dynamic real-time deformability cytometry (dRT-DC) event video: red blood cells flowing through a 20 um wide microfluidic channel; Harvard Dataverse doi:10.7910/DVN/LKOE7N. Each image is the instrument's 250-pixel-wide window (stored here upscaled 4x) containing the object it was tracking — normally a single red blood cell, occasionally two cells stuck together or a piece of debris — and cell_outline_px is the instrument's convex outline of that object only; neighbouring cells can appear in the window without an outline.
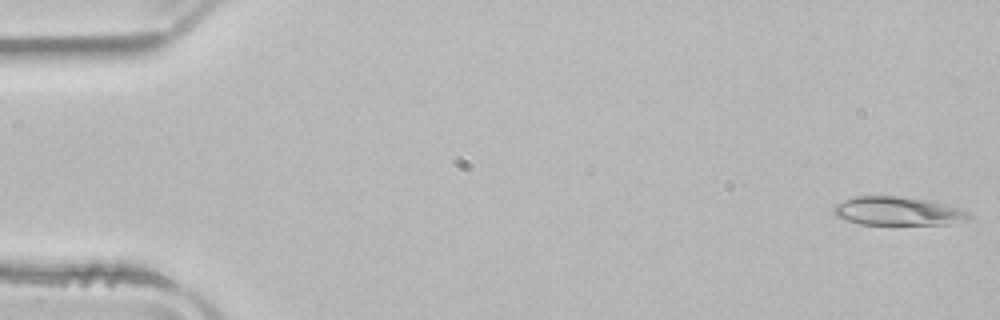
{"species": "common noctule bat (a hibernating species)", "species_latin": "Nyctalus noctula", "temperature_condition": "room temperature", "stored_images_in_passage": 51, "camera_frame_rate_fps": 3000, "um_per_image_px": 0.085, "animal": {"sex": "male", "body_mass_g": 21.5, "forearm_length_mm": 52.0}, "frame": {"image": 1, "passage_image": 1, "time_ms": 0.0, "image_size_px": [1000, 320], "cell_outline_px": [[972, 220], [952, 224], [860, 224], [836, 216], [832, 208], [836, 204], [844, 200], [856, 196], [900, 196], [928, 200], [960, 208], [968, 212], [972, 216]], "centroid_in_image_um": [76.37, 17.95], "position_along_channel_um": 8.6, "area_um2": 22.6}}
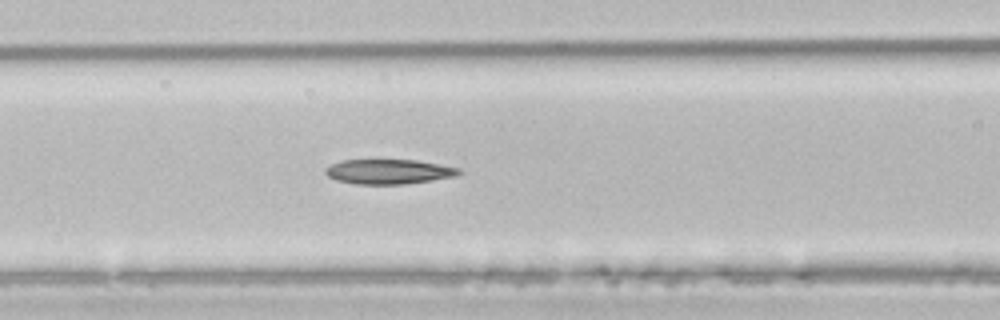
{"frame": {"image": 2, "passage_image": 21, "time_ms": 6.667, "image_size_px": [1000, 320], "cell_outline_px": [[464, 172], [460, 176], [404, 184], [356, 184], [336, 180], [328, 176], [324, 172], [324, 168], [340, 160], [416, 160], [460, 168]], "centroid_in_image_um": [33.07, 14.59], "position_along_channel_um": 133.5, "area_um2": 19.42}}
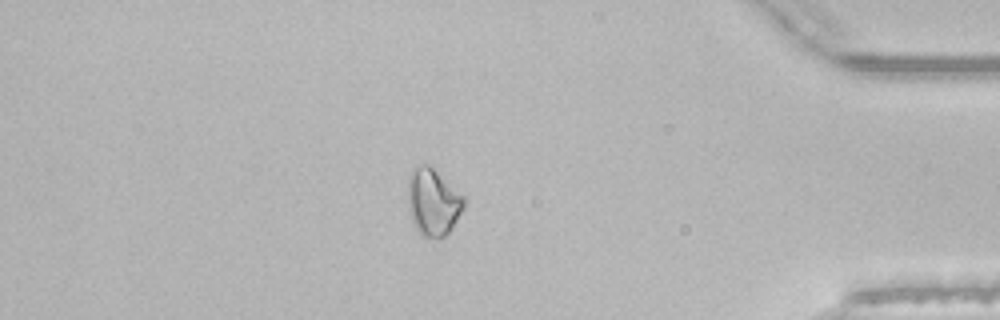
{"frame": {"image": 3, "passage_image": 44, "time_ms": 14.333, "image_size_px": [1000, 320], "cell_outline_px": [[464, 208], [452, 228], [444, 236], [424, 236], [416, 228], [412, 220], [408, 208], [408, 180], [412, 168], [420, 164], [428, 164], [464, 196]], "centroid_in_image_um": [36.79, 17.14], "position_along_channel_um": 398.4, "area_um2": 21.56}, "authors_computed_cell_mechanics": {"area_um2": 20.808, "velocity_mm_per_s": 3.9357, "shape_relaxation_time_tau1_ms": 8.1491, "shape_relaxation_time_tau2_ms": null, "deformation_change_tau1": 0.1526, "deformation_change_tau2": null}}